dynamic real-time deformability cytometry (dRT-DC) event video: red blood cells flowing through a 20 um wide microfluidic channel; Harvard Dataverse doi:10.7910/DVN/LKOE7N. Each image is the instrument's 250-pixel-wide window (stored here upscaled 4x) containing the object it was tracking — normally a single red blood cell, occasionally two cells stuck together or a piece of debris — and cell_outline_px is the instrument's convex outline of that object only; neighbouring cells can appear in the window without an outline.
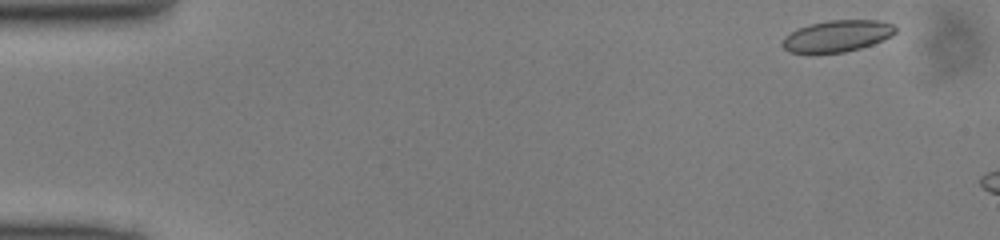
{"species": "common noctule bat (a hibernating species)", "species_latin": "Nyctalus noctula", "temperature_condition": "cold", "stored_images_in_passage": 6, "camera_frame_rate_fps": 3000, "um_per_image_px": 0.085, "animal": {"sex": "male", "body_mass_g": 13.0, "forearm_length_mm": 53.1}, "frame": {"image": 1, "passage_image": 2, "time_ms": 0.333, "image_size_px": [1000, 240], "cell_outline_px": [[896, 32], [892, 36], [872, 44], [860, 48], [844, 52], [812, 56], [788, 52], [780, 44], [784, 36], [796, 28], [808, 24], [828, 20], [880, 20], [892, 24], [896, 28]], "centroid_in_image_um": [71.07, 3.1], "position_along_channel_um": 13.9, "area_um2": 21.62}}